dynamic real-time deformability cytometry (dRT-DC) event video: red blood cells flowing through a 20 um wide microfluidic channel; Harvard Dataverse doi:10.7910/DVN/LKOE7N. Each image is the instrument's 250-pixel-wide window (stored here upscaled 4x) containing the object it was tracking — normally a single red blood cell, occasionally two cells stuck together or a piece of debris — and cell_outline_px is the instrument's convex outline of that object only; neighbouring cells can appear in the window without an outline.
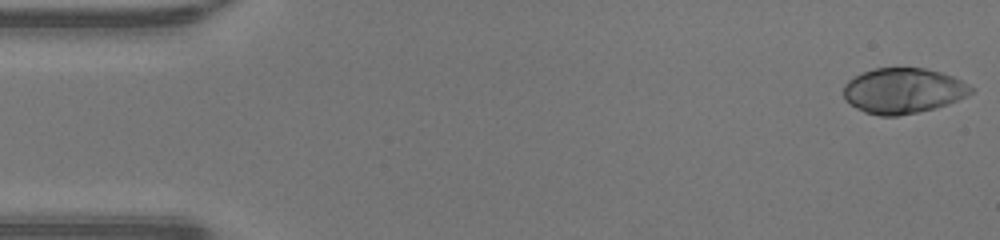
{"species": "human", "species_latin": "Homo sapiens", "temperature_condition": "warm", "stored_images_in_passage": 35, "camera_frame_rate_fps": 3000, "um_per_image_px": 0.085, "donor": {"sex": "male"}, "frame": {"image": 1, "passage_image": 1, "time_ms": 0.0, "image_size_px": [1000, 240], "cell_outline_px": [[976, 88], [968, 96], [948, 104], [916, 112], [896, 116], [880, 116], [864, 112], [856, 108], [844, 96], [844, 84], [848, 80], [864, 72], [876, 68], [924, 68], [940, 72], [952, 76]], "centroid_in_image_um": [76.79, 7.71], "position_along_channel_um": 8.2, "area_um2": 33.47}}
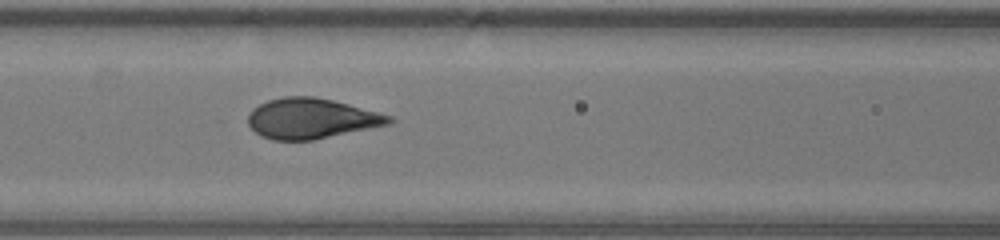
{"frame": {"image": 2, "passage_image": 20, "time_ms": 6.333, "image_size_px": [1000, 240], "cell_outline_px": [[396, 120], [388, 124], [312, 140], [272, 140], [260, 136], [248, 124], [248, 116], [252, 108], [268, 100], [284, 96], [312, 96], [332, 100], [380, 112], [392, 116]], "centroid_in_image_um": [26.44, 10.06], "position_along_channel_um": 140.2, "area_um2": 33.0}}
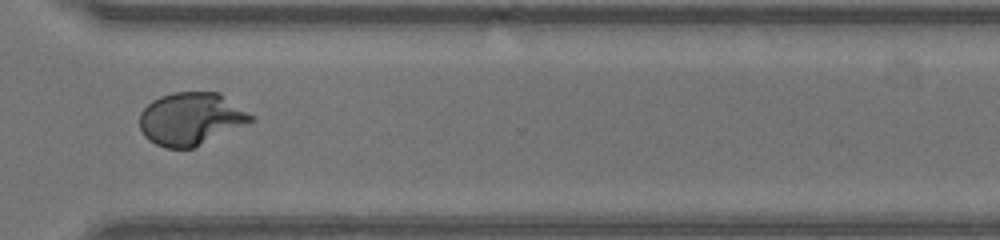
{"frame": {"image": 3, "passage_image": 35, "time_ms": 11.333, "image_size_px": [1000, 240], "cell_outline_px": [[256, 120], [192, 148], [164, 148], [148, 140], [144, 136], [140, 128], [140, 112], [152, 100], [160, 96], [172, 92], [220, 92], [256, 116]], "centroid_in_image_um": [16.25, 10.08], "position_along_channel_um": 354.3, "area_um2": 34.39}}